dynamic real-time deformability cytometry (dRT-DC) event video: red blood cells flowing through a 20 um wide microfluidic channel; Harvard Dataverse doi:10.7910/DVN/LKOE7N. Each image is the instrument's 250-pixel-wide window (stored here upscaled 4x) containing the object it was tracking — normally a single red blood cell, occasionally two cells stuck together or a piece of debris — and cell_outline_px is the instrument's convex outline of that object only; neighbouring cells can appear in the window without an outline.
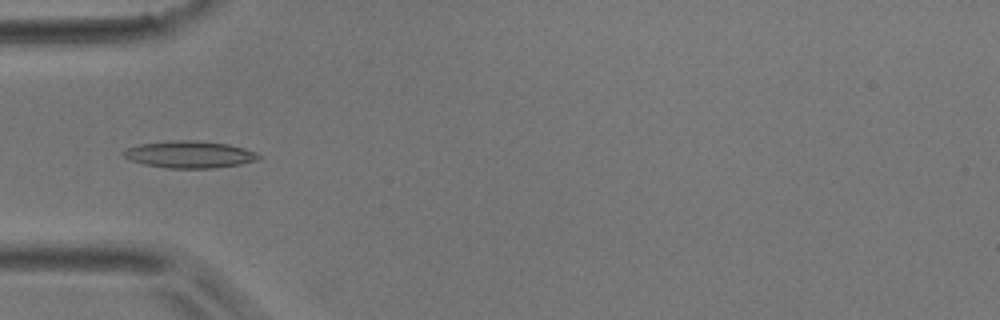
{"species": "common noctule bat (a hibernating species)", "species_latin": "Nyctalus noctula", "temperature_condition": "room temperature", "stored_images_in_passage": 35, "camera_frame_rate_fps": 3000, "um_per_image_px": 0.085, "animal": {"sex": "male", "body_mass_g": 17.9}, "frame": {"image": 1, "passage_image": 7, "time_ms": 2.0, "image_size_px": [1000, 320], "cell_outline_px": [[260, 156], [256, 160], [240, 164], [212, 168], [168, 168], [144, 164], [132, 160], [124, 156], [120, 152], [128, 148], [140, 144], [180, 140], [192, 140], [228, 144], [244, 148], [256, 152]], "centroid_in_image_um": [16.11, 13.13], "position_along_channel_um": 68.9, "area_um2": 20.92}}
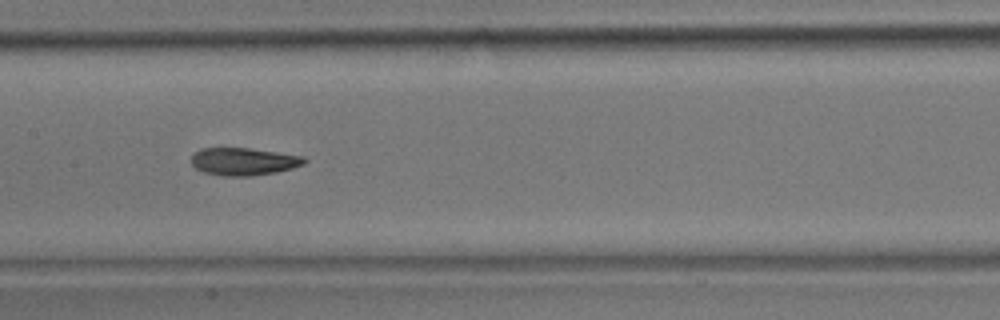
{"frame": {"image": 2, "passage_image": 15, "time_ms": 4.667, "image_size_px": [1000, 320], "cell_outline_px": [[308, 160], [304, 164], [292, 168], [276, 172], [252, 176], [220, 176], [204, 172], [196, 168], [192, 164], [192, 156], [200, 148], [248, 148], [304, 156]], "centroid_in_image_um": [20.72, 13.73], "position_along_channel_um": 186.7, "area_um2": 18.15}}
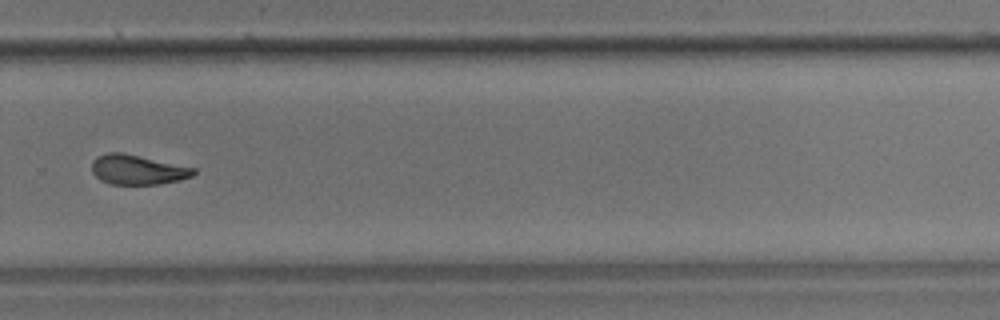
{"frame": {"image": 3, "passage_image": 24, "time_ms": 7.667, "image_size_px": [1000, 320], "cell_outline_px": [[196, 172], [192, 176], [180, 180], [160, 184], [108, 184], [100, 180], [92, 172], [92, 160], [96, 156], [108, 152], [124, 152], [196, 168]], "centroid_in_image_um": [11.68, 14.41], "position_along_channel_um": 318.1, "area_um2": 17.86}}